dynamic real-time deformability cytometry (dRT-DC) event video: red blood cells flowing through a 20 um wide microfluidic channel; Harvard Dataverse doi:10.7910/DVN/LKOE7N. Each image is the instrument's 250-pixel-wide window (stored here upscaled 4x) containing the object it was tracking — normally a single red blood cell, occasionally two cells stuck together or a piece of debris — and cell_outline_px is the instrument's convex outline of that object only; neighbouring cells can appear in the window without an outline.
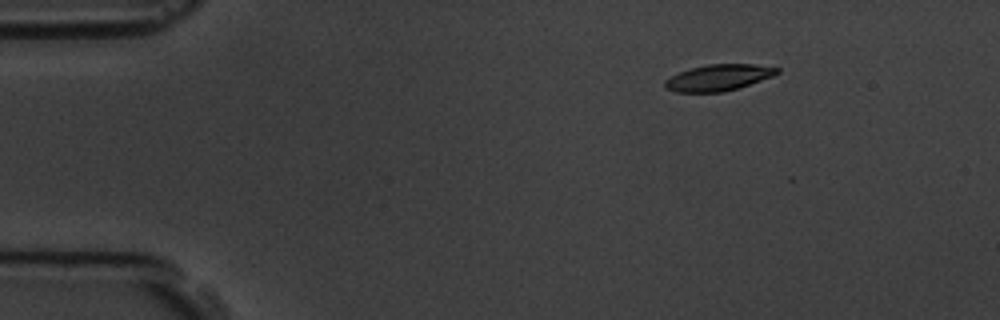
{"species": "common noctule bat (a hibernating species)", "species_latin": "Nyctalus noctula", "temperature_condition": "room temperature", "stored_images_in_passage": 7, "camera_frame_rate_fps": 3000, "um_per_image_px": 0.085, "animal": {"sex": "male", "body_mass_g": 19.5, "forearm_length_mm": 54.6}, "frame": {"image": 1, "passage_image": 1, "time_ms": 0.0, "image_size_px": [1000, 320], "cell_outline_px": [[780, 72], [772, 76], [724, 92], [676, 92], [664, 88], [664, 80], [680, 72], [692, 68], [708, 64], [752, 64], [780, 68]], "centroid_in_image_um": [61.04, 6.6], "position_along_channel_um": 24.0, "area_um2": 16.94}}